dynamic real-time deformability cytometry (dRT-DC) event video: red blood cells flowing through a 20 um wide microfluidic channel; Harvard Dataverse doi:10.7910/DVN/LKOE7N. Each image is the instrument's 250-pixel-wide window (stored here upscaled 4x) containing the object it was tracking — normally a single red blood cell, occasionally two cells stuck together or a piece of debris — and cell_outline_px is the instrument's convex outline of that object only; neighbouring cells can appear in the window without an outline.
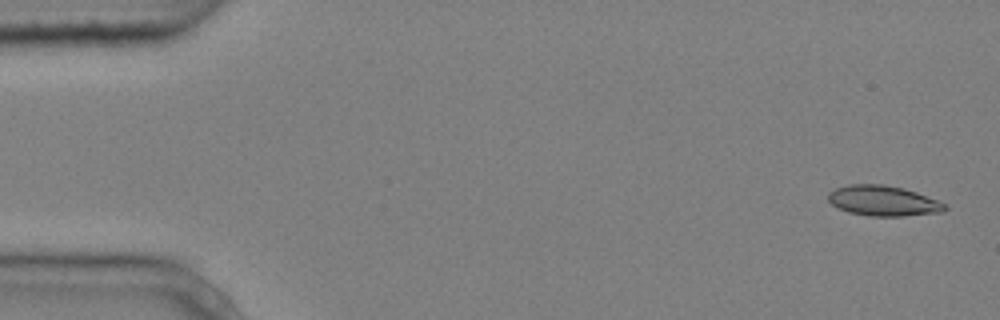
{"species": "common noctule bat (a hibernating species)", "species_latin": "Nyctalus noctula", "temperature_condition": "cold", "stored_images_in_passage": 6, "camera_frame_rate_fps": 3000, "um_per_image_px": 0.085, "animal": {"sex": "male", "body_mass_g": 20.4}, "frame": {"image": 1, "passage_image": 1, "time_ms": 0.0, "image_size_px": [1000, 320], "cell_outline_px": [[948, 208], [944, 212], [904, 216], [868, 216], [848, 212], [832, 204], [828, 200], [828, 192], [836, 188], [848, 184], [884, 184], [904, 188], [916, 192], [936, 200], [944, 204]], "centroid_in_image_um": [75.06, 17.07], "position_along_channel_um": 9.9, "area_um2": 20.63}}
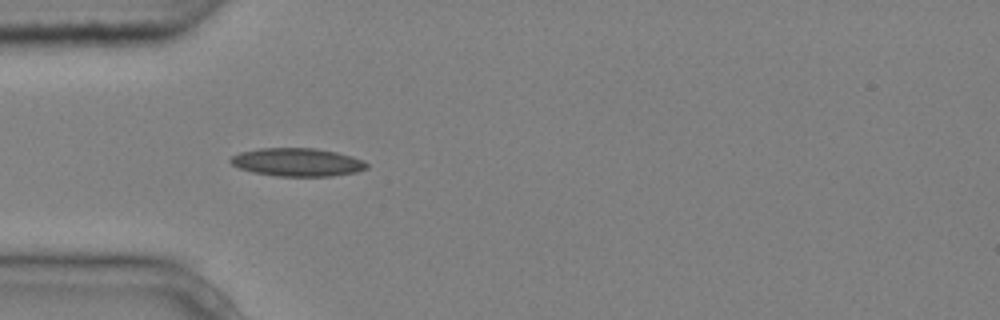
{"frame": {"image": 2, "passage_image": 5, "time_ms": 1.333, "image_size_px": [1000, 320], "cell_outline_px": [[368, 168], [356, 172], [332, 176], [276, 176], [252, 172], [240, 168], [232, 164], [228, 160], [232, 156], [240, 152], [260, 148], [316, 148], [336, 152], [352, 156], [364, 160], [368, 164]], "centroid_in_image_um": [25.28, 13.78], "position_along_channel_um": 59.7, "area_um2": 22.43}}
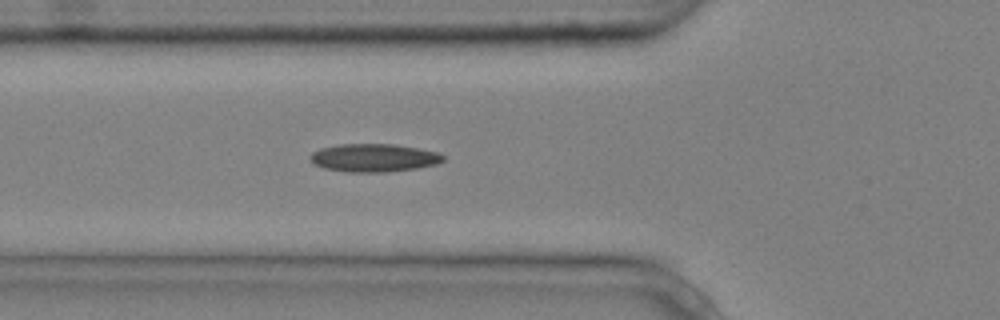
{"frame": {"image": 3, "passage_image": 6, "time_ms": 1.667, "image_size_px": [1000, 320], "cell_outline_px": [[444, 160], [436, 164], [416, 168], [384, 172], [344, 172], [324, 168], [312, 164], [308, 160], [308, 156], [312, 152], [320, 148], [340, 144], [392, 144], [416, 148], [436, 152], [444, 156]], "centroid_in_image_um": [31.68, 13.42], "position_along_channel_um": 94.1, "area_um2": 21.79}}